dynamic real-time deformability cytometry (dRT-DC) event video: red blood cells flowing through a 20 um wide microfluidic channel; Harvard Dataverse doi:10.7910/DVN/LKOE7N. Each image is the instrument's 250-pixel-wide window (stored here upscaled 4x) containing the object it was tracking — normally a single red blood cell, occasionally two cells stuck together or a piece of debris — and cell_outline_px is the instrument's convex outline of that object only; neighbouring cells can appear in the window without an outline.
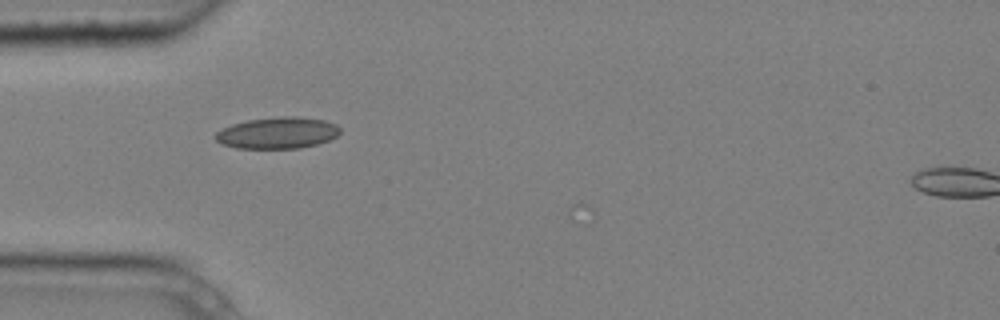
{"species": "common noctule bat (a hibernating species)", "species_latin": "Nyctalus noctula", "temperature_condition": "cold", "stored_images_in_passage": 4, "camera_frame_rate_fps": 3000, "um_per_image_px": 0.085, "animal": {"sex": "male", "body_mass_g": 20.4}, "frame": {"image": 1, "passage_image": 3, "time_ms": 0.667, "image_size_px": [1000, 320], "cell_outline_px": [[340, 132], [336, 136], [328, 140], [316, 144], [300, 148], [236, 148], [220, 144], [212, 136], [216, 132], [232, 124], [248, 120], [280, 116], [296, 116], [324, 120], [336, 124], [340, 128]], "centroid_in_image_um": [23.56, 11.29], "position_along_channel_um": 61.4, "area_um2": 22.89}}
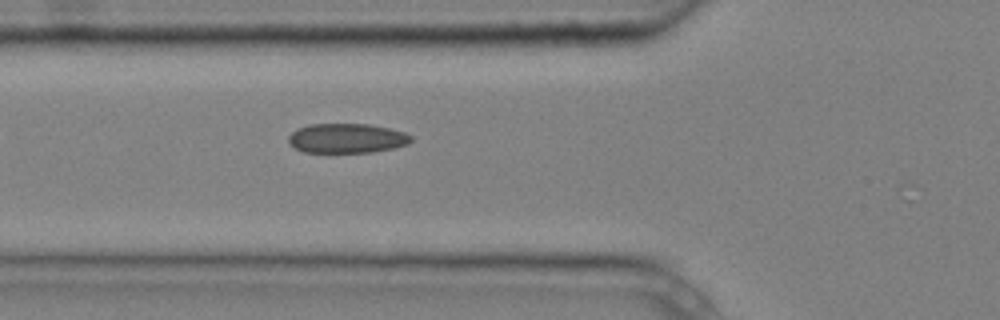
{"frame": {"image": 2, "passage_image": 4, "time_ms": 1.0, "image_size_px": [1000, 320], "cell_outline_px": [[412, 140], [408, 144], [392, 148], [372, 152], [304, 152], [296, 148], [288, 140], [288, 136], [296, 128], [308, 124], [368, 124], [388, 128], [404, 132], [412, 136]], "centroid_in_image_um": [29.47, 11.74], "position_along_channel_um": 96.3, "area_um2": 21.04}}